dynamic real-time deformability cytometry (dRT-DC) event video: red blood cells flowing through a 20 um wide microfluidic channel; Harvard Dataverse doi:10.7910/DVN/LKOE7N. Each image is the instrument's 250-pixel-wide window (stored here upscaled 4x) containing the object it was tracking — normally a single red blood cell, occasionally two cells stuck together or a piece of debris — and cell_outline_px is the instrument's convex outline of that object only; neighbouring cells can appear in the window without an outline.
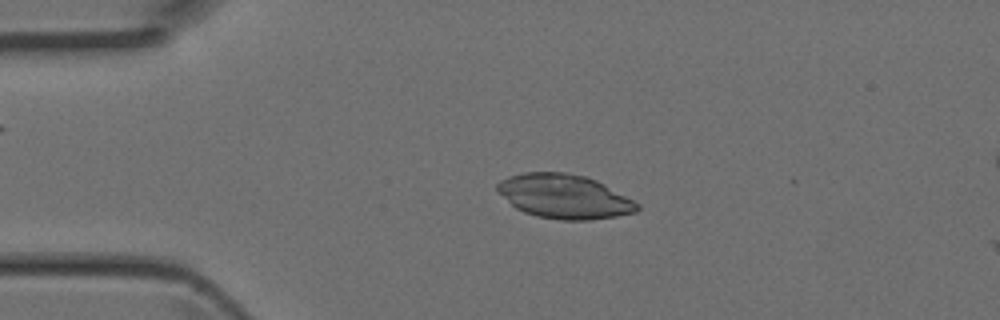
{"species": "Egyptian fruit bat (a non-hibernating species)", "species_latin": "Rousettus aegyptiacus", "temperature_condition": "room temperature", "stored_images_in_passage": 3, "camera_frame_rate_fps": 3000, "um_per_image_px": 0.085, "animal": {"sex": "female"}, "frame": {"image": 1, "passage_image": 2, "time_ms": 0.333, "image_size_px": [1000, 320], "cell_outline_px": [[640, 208], [636, 212], [616, 216], [588, 220], [560, 220], [536, 216], [524, 212], [516, 208], [496, 188], [496, 184], [500, 180], [508, 176], [524, 172], [564, 172], [584, 176], [596, 180], [604, 184], [640, 204]], "centroid_in_image_um": [47.97, 16.7], "position_along_channel_um": 37.0, "area_um2": 35.78}}